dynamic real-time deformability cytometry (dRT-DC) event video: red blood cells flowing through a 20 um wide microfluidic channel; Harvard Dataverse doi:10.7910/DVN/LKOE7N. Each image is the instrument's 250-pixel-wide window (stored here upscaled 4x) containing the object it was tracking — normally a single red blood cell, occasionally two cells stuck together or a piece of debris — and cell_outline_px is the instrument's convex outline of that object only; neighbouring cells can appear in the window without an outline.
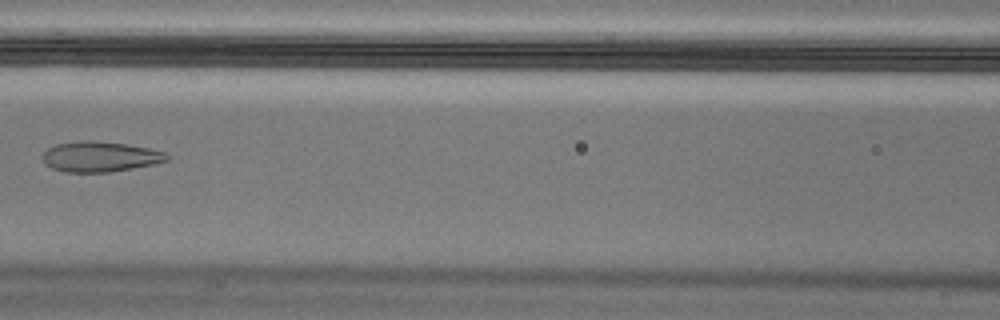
{"species": "Egyptian fruit bat (a non-hibernating species)", "species_latin": "Rousettus aegyptiacus", "temperature_condition": "cold", "stored_images_in_passage": 4, "camera_frame_rate_fps": 3000, "um_per_image_px": 0.085, "animal": {"sex": "male"}, "frame": {"image": 1, "passage_image": 4, "time_ms": 1.0, "image_size_px": [1000, 320], "cell_outline_px": [[168, 160], [156, 164], [112, 172], [64, 172], [52, 168], [44, 164], [44, 152], [48, 148], [56, 144], [80, 140], [92, 140], [124, 144], [148, 148], [164, 152], [168, 156]], "centroid_in_image_um": [8.5, 13.32], "position_along_channel_um": 158.1, "area_um2": 21.96}}